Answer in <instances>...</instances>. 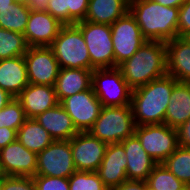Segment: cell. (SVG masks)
Instances as JSON below:
<instances>
[{
  "mask_svg": "<svg viewBox=\"0 0 190 190\" xmlns=\"http://www.w3.org/2000/svg\"><path fill=\"white\" fill-rule=\"evenodd\" d=\"M177 82L166 74L132 90L130 105L136 126L164 123L166 109Z\"/></svg>",
  "mask_w": 190,
  "mask_h": 190,
  "instance_id": "cell-1",
  "label": "cell"
},
{
  "mask_svg": "<svg viewBox=\"0 0 190 190\" xmlns=\"http://www.w3.org/2000/svg\"><path fill=\"white\" fill-rule=\"evenodd\" d=\"M129 11L147 41L166 43L178 37L179 7L163 6L153 0H129Z\"/></svg>",
  "mask_w": 190,
  "mask_h": 190,
  "instance_id": "cell-2",
  "label": "cell"
},
{
  "mask_svg": "<svg viewBox=\"0 0 190 190\" xmlns=\"http://www.w3.org/2000/svg\"><path fill=\"white\" fill-rule=\"evenodd\" d=\"M117 68L132 89L148 84L167 74L166 44L147 41Z\"/></svg>",
  "mask_w": 190,
  "mask_h": 190,
  "instance_id": "cell-3",
  "label": "cell"
},
{
  "mask_svg": "<svg viewBox=\"0 0 190 190\" xmlns=\"http://www.w3.org/2000/svg\"><path fill=\"white\" fill-rule=\"evenodd\" d=\"M50 48L60 68L94 70L81 30L75 25H63Z\"/></svg>",
  "mask_w": 190,
  "mask_h": 190,
  "instance_id": "cell-4",
  "label": "cell"
},
{
  "mask_svg": "<svg viewBox=\"0 0 190 190\" xmlns=\"http://www.w3.org/2000/svg\"><path fill=\"white\" fill-rule=\"evenodd\" d=\"M136 124L131 105L102 107L88 132L107 143H120L135 133Z\"/></svg>",
  "mask_w": 190,
  "mask_h": 190,
  "instance_id": "cell-5",
  "label": "cell"
},
{
  "mask_svg": "<svg viewBox=\"0 0 190 190\" xmlns=\"http://www.w3.org/2000/svg\"><path fill=\"white\" fill-rule=\"evenodd\" d=\"M92 88L103 107L130 105L132 88L116 68L94 69Z\"/></svg>",
  "mask_w": 190,
  "mask_h": 190,
  "instance_id": "cell-6",
  "label": "cell"
},
{
  "mask_svg": "<svg viewBox=\"0 0 190 190\" xmlns=\"http://www.w3.org/2000/svg\"><path fill=\"white\" fill-rule=\"evenodd\" d=\"M75 25L84 37L91 65L95 69L114 68V48L110 25L96 24L86 20Z\"/></svg>",
  "mask_w": 190,
  "mask_h": 190,
  "instance_id": "cell-7",
  "label": "cell"
},
{
  "mask_svg": "<svg viewBox=\"0 0 190 190\" xmlns=\"http://www.w3.org/2000/svg\"><path fill=\"white\" fill-rule=\"evenodd\" d=\"M134 134L157 163H163L179 147L177 129L164 123L136 126Z\"/></svg>",
  "mask_w": 190,
  "mask_h": 190,
  "instance_id": "cell-8",
  "label": "cell"
},
{
  "mask_svg": "<svg viewBox=\"0 0 190 190\" xmlns=\"http://www.w3.org/2000/svg\"><path fill=\"white\" fill-rule=\"evenodd\" d=\"M110 27L114 48V68H116L131 58L147 40L142 35L136 19L130 11Z\"/></svg>",
  "mask_w": 190,
  "mask_h": 190,
  "instance_id": "cell-9",
  "label": "cell"
},
{
  "mask_svg": "<svg viewBox=\"0 0 190 190\" xmlns=\"http://www.w3.org/2000/svg\"><path fill=\"white\" fill-rule=\"evenodd\" d=\"M75 171L70 140H54L37 154L36 175L69 178Z\"/></svg>",
  "mask_w": 190,
  "mask_h": 190,
  "instance_id": "cell-10",
  "label": "cell"
},
{
  "mask_svg": "<svg viewBox=\"0 0 190 190\" xmlns=\"http://www.w3.org/2000/svg\"><path fill=\"white\" fill-rule=\"evenodd\" d=\"M60 104L78 132H87L99 117L103 107L92 86L88 90L64 98Z\"/></svg>",
  "mask_w": 190,
  "mask_h": 190,
  "instance_id": "cell-11",
  "label": "cell"
},
{
  "mask_svg": "<svg viewBox=\"0 0 190 190\" xmlns=\"http://www.w3.org/2000/svg\"><path fill=\"white\" fill-rule=\"evenodd\" d=\"M24 59L29 83L54 86L60 66L50 47H28Z\"/></svg>",
  "mask_w": 190,
  "mask_h": 190,
  "instance_id": "cell-12",
  "label": "cell"
},
{
  "mask_svg": "<svg viewBox=\"0 0 190 190\" xmlns=\"http://www.w3.org/2000/svg\"><path fill=\"white\" fill-rule=\"evenodd\" d=\"M76 171H97L105 155L107 143L87 132H78L70 139Z\"/></svg>",
  "mask_w": 190,
  "mask_h": 190,
  "instance_id": "cell-13",
  "label": "cell"
},
{
  "mask_svg": "<svg viewBox=\"0 0 190 190\" xmlns=\"http://www.w3.org/2000/svg\"><path fill=\"white\" fill-rule=\"evenodd\" d=\"M0 166L5 176L33 177L36 175L37 154L17 139L0 150Z\"/></svg>",
  "mask_w": 190,
  "mask_h": 190,
  "instance_id": "cell-14",
  "label": "cell"
},
{
  "mask_svg": "<svg viewBox=\"0 0 190 190\" xmlns=\"http://www.w3.org/2000/svg\"><path fill=\"white\" fill-rule=\"evenodd\" d=\"M63 26L47 11H30L25 40L29 47H50Z\"/></svg>",
  "mask_w": 190,
  "mask_h": 190,
  "instance_id": "cell-15",
  "label": "cell"
},
{
  "mask_svg": "<svg viewBox=\"0 0 190 190\" xmlns=\"http://www.w3.org/2000/svg\"><path fill=\"white\" fill-rule=\"evenodd\" d=\"M126 167L127 158L123 144L112 143L107 145L102 163L96 172L105 186L112 190L128 180Z\"/></svg>",
  "mask_w": 190,
  "mask_h": 190,
  "instance_id": "cell-16",
  "label": "cell"
},
{
  "mask_svg": "<svg viewBox=\"0 0 190 190\" xmlns=\"http://www.w3.org/2000/svg\"><path fill=\"white\" fill-rule=\"evenodd\" d=\"M121 143L123 144L127 158V179L146 181L157 162L142 148L135 134L126 138Z\"/></svg>",
  "mask_w": 190,
  "mask_h": 190,
  "instance_id": "cell-17",
  "label": "cell"
},
{
  "mask_svg": "<svg viewBox=\"0 0 190 190\" xmlns=\"http://www.w3.org/2000/svg\"><path fill=\"white\" fill-rule=\"evenodd\" d=\"M27 118H35L46 110L59 104L54 86L31 84L19 94Z\"/></svg>",
  "mask_w": 190,
  "mask_h": 190,
  "instance_id": "cell-18",
  "label": "cell"
},
{
  "mask_svg": "<svg viewBox=\"0 0 190 190\" xmlns=\"http://www.w3.org/2000/svg\"><path fill=\"white\" fill-rule=\"evenodd\" d=\"M167 74L179 82L190 83V40L175 37L166 43Z\"/></svg>",
  "mask_w": 190,
  "mask_h": 190,
  "instance_id": "cell-19",
  "label": "cell"
},
{
  "mask_svg": "<svg viewBox=\"0 0 190 190\" xmlns=\"http://www.w3.org/2000/svg\"><path fill=\"white\" fill-rule=\"evenodd\" d=\"M28 84L24 56L0 60V88L17 98Z\"/></svg>",
  "mask_w": 190,
  "mask_h": 190,
  "instance_id": "cell-20",
  "label": "cell"
},
{
  "mask_svg": "<svg viewBox=\"0 0 190 190\" xmlns=\"http://www.w3.org/2000/svg\"><path fill=\"white\" fill-rule=\"evenodd\" d=\"M34 119L41 124L54 140H70L78 133L70 116L60 103Z\"/></svg>",
  "mask_w": 190,
  "mask_h": 190,
  "instance_id": "cell-21",
  "label": "cell"
},
{
  "mask_svg": "<svg viewBox=\"0 0 190 190\" xmlns=\"http://www.w3.org/2000/svg\"><path fill=\"white\" fill-rule=\"evenodd\" d=\"M92 86V70L60 68L54 89L59 103L69 96L88 90Z\"/></svg>",
  "mask_w": 190,
  "mask_h": 190,
  "instance_id": "cell-22",
  "label": "cell"
},
{
  "mask_svg": "<svg viewBox=\"0 0 190 190\" xmlns=\"http://www.w3.org/2000/svg\"><path fill=\"white\" fill-rule=\"evenodd\" d=\"M190 118V83L177 82L174 85L170 103L166 109L164 124L177 129Z\"/></svg>",
  "mask_w": 190,
  "mask_h": 190,
  "instance_id": "cell-23",
  "label": "cell"
},
{
  "mask_svg": "<svg viewBox=\"0 0 190 190\" xmlns=\"http://www.w3.org/2000/svg\"><path fill=\"white\" fill-rule=\"evenodd\" d=\"M129 11V0H89L86 21L111 25Z\"/></svg>",
  "mask_w": 190,
  "mask_h": 190,
  "instance_id": "cell-24",
  "label": "cell"
},
{
  "mask_svg": "<svg viewBox=\"0 0 190 190\" xmlns=\"http://www.w3.org/2000/svg\"><path fill=\"white\" fill-rule=\"evenodd\" d=\"M17 139L28 150L40 153L54 139L34 118H27L17 131Z\"/></svg>",
  "mask_w": 190,
  "mask_h": 190,
  "instance_id": "cell-25",
  "label": "cell"
},
{
  "mask_svg": "<svg viewBox=\"0 0 190 190\" xmlns=\"http://www.w3.org/2000/svg\"><path fill=\"white\" fill-rule=\"evenodd\" d=\"M30 11L27 2L15 0L0 10V28L24 35Z\"/></svg>",
  "mask_w": 190,
  "mask_h": 190,
  "instance_id": "cell-26",
  "label": "cell"
},
{
  "mask_svg": "<svg viewBox=\"0 0 190 190\" xmlns=\"http://www.w3.org/2000/svg\"><path fill=\"white\" fill-rule=\"evenodd\" d=\"M146 184L150 190H183L187 187L162 163L156 164L149 174Z\"/></svg>",
  "mask_w": 190,
  "mask_h": 190,
  "instance_id": "cell-27",
  "label": "cell"
},
{
  "mask_svg": "<svg viewBox=\"0 0 190 190\" xmlns=\"http://www.w3.org/2000/svg\"><path fill=\"white\" fill-rule=\"evenodd\" d=\"M28 47L23 34L0 28V60L24 56Z\"/></svg>",
  "mask_w": 190,
  "mask_h": 190,
  "instance_id": "cell-28",
  "label": "cell"
},
{
  "mask_svg": "<svg viewBox=\"0 0 190 190\" xmlns=\"http://www.w3.org/2000/svg\"><path fill=\"white\" fill-rule=\"evenodd\" d=\"M162 164L180 181L190 186V148L179 146Z\"/></svg>",
  "mask_w": 190,
  "mask_h": 190,
  "instance_id": "cell-29",
  "label": "cell"
},
{
  "mask_svg": "<svg viewBox=\"0 0 190 190\" xmlns=\"http://www.w3.org/2000/svg\"><path fill=\"white\" fill-rule=\"evenodd\" d=\"M26 120L25 111L17 98H13L0 110V128L7 127L18 131Z\"/></svg>",
  "mask_w": 190,
  "mask_h": 190,
  "instance_id": "cell-30",
  "label": "cell"
},
{
  "mask_svg": "<svg viewBox=\"0 0 190 190\" xmlns=\"http://www.w3.org/2000/svg\"><path fill=\"white\" fill-rule=\"evenodd\" d=\"M68 181L70 190H109L96 171H75Z\"/></svg>",
  "mask_w": 190,
  "mask_h": 190,
  "instance_id": "cell-31",
  "label": "cell"
},
{
  "mask_svg": "<svg viewBox=\"0 0 190 190\" xmlns=\"http://www.w3.org/2000/svg\"><path fill=\"white\" fill-rule=\"evenodd\" d=\"M36 190H70L68 178L33 176Z\"/></svg>",
  "mask_w": 190,
  "mask_h": 190,
  "instance_id": "cell-32",
  "label": "cell"
},
{
  "mask_svg": "<svg viewBox=\"0 0 190 190\" xmlns=\"http://www.w3.org/2000/svg\"><path fill=\"white\" fill-rule=\"evenodd\" d=\"M46 11L63 25H69V2L68 0H48Z\"/></svg>",
  "mask_w": 190,
  "mask_h": 190,
  "instance_id": "cell-33",
  "label": "cell"
},
{
  "mask_svg": "<svg viewBox=\"0 0 190 190\" xmlns=\"http://www.w3.org/2000/svg\"><path fill=\"white\" fill-rule=\"evenodd\" d=\"M3 190H36L33 177L5 176Z\"/></svg>",
  "mask_w": 190,
  "mask_h": 190,
  "instance_id": "cell-34",
  "label": "cell"
},
{
  "mask_svg": "<svg viewBox=\"0 0 190 190\" xmlns=\"http://www.w3.org/2000/svg\"><path fill=\"white\" fill-rule=\"evenodd\" d=\"M69 25L84 21L88 10L89 0H68Z\"/></svg>",
  "mask_w": 190,
  "mask_h": 190,
  "instance_id": "cell-35",
  "label": "cell"
},
{
  "mask_svg": "<svg viewBox=\"0 0 190 190\" xmlns=\"http://www.w3.org/2000/svg\"><path fill=\"white\" fill-rule=\"evenodd\" d=\"M190 36V0L179 8L178 37Z\"/></svg>",
  "mask_w": 190,
  "mask_h": 190,
  "instance_id": "cell-36",
  "label": "cell"
},
{
  "mask_svg": "<svg viewBox=\"0 0 190 190\" xmlns=\"http://www.w3.org/2000/svg\"><path fill=\"white\" fill-rule=\"evenodd\" d=\"M178 145L183 148H190V118L177 128Z\"/></svg>",
  "mask_w": 190,
  "mask_h": 190,
  "instance_id": "cell-37",
  "label": "cell"
},
{
  "mask_svg": "<svg viewBox=\"0 0 190 190\" xmlns=\"http://www.w3.org/2000/svg\"><path fill=\"white\" fill-rule=\"evenodd\" d=\"M15 140H17V130L7 127L0 128V150Z\"/></svg>",
  "mask_w": 190,
  "mask_h": 190,
  "instance_id": "cell-38",
  "label": "cell"
},
{
  "mask_svg": "<svg viewBox=\"0 0 190 190\" xmlns=\"http://www.w3.org/2000/svg\"><path fill=\"white\" fill-rule=\"evenodd\" d=\"M146 181L127 180L112 190H147Z\"/></svg>",
  "mask_w": 190,
  "mask_h": 190,
  "instance_id": "cell-39",
  "label": "cell"
},
{
  "mask_svg": "<svg viewBox=\"0 0 190 190\" xmlns=\"http://www.w3.org/2000/svg\"><path fill=\"white\" fill-rule=\"evenodd\" d=\"M48 0H28L27 4L30 10L46 11V4Z\"/></svg>",
  "mask_w": 190,
  "mask_h": 190,
  "instance_id": "cell-40",
  "label": "cell"
},
{
  "mask_svg": "<svg viewBox=\"0 0 190 190\" xmlns=\"http://www.w3.org/2000/svg\"><path fill=\"white\" fill-rule=\"evenodd\" d=\"M13 96H11L8 92L0 88V110L4 108L11 100H13Z\"/></svg>",
  "mask_w": 190,
  "mask_h": 190,
  "instance_id": "cell-41",
  "label": "cell"
},
{
  "mask_svg": "<svg viewBox=\"0 0 190 190\" xmlns=\"http://www.w3.org/2000/svg\"><path fill=\"white\" fill-rule=\"evenodd\" d=\"M167 7H181L186 0H153Z\"/></svg>",
  "mask_w": 190,
  "mask_h": 190,
  "instance_id": "cell-42",
  "label": "cell"
},
{
  "mask_svg": "<svg viewBox=\"0 0 190 190\" xmlns=\"http://www.w3.org/2000/svg\"><path fill=\"white\" fill-rule=\"evenodd\" d=\"M15 0H0V10L4 9L5 7L9 6Z\"/></svg>",
  "mask_w": 190,
  "mask_h": 190,
  "instance_id": "cell-43",
  "label": "cell"
},
{
  "mask_svg": "<svg viewBox=\"0 0 190 190\" xmlns=\"http://www.w3.org/2000/svg\"><path fill=\"white\" fill-rule=\"evenodd\" d=\"M4 185V174L0 177V190H3Z\"/></svg>",
  "mask_w": 190,
  "mask_h": 190,
  "instance_id": "cell-44",
  "label": "cell"
},
{
  "mask_svg": "<svg viewBox=\"0 0 190 190\" xmlns=\"http://www.w3.org/2000/svg\"><path fill=\"white\" fill-rule=\"evenodd\" d=\"M3 175V172L1 170V166H0V177Z\"/></svg>",
  "mask_w": 190,
  "mask_h": 190,
  "instance_id": "cell-45",
  "label": "cell"
},
{
  "mask_svg": "<svg viewBox=\"0 0 190 190\" xmlns=\"http://www.w3.org/2000/svg\"><path fill=\"white\" fill-rule=\"evenodd\" d=\"M183 190H190V186H187V187L184 188Z\"/></svg>",
  "mask_w": 190,
  "mask_h": 190,
  "instance_id": "cell-46",
  "label": "cell"
},
{
  "mask_svg": "<svg viewBox=\"0 0 190 190\" xmlns=\"http://www.w3.org/2000/svg\"><path fill=\"white\" fill-rule=\"evenodd\" d=\"M17 1L27 2L28 0H17Z\"/></svg>",
  "mask_w": 190,
  "mask_h": 190,
  "instance_id": "cell-47",
  "label": "cell"
}]
</instances>
